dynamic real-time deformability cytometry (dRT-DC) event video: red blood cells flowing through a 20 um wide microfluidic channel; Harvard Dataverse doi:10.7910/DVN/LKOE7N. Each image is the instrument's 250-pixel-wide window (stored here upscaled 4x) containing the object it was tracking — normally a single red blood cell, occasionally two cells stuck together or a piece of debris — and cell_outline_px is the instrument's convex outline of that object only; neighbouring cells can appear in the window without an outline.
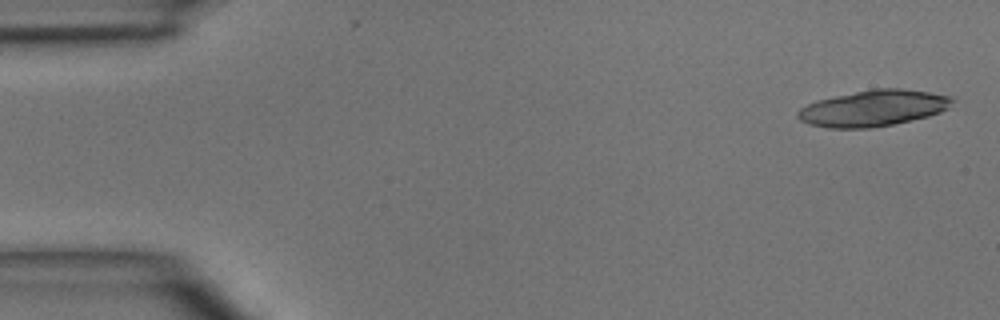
{"species": "common noctule bat (a hibernating species)", "species_latin": "Nyctalus noctula", "temperature_condition": "room temperature", "stored_images_in_passage": 4, "camera_frame_rate_fps": 3000, "um_per_image_px": 0.085, "animal": {"sex": "male", "body_mass_g": 15.6}, "frame": {"image": 1, "passage_image": 1, "time_ms": 0.0, "image_size_px": [1000, 320], "cell_outline_px": [[956, 100], [948, 108], [940, 112], [928, 116], [892, 124], [872, 128], [828, 128], [808, 124], [800, 120], [796, 116], [796, 112], [800, 108], [816, 100], [872, 88], [900, 88], [928, 92], [952, 96]], "centroid_in_image_um": [74.22, 9.19], "position_along_channel_um": 10.8, "area_um2": 32.66}}